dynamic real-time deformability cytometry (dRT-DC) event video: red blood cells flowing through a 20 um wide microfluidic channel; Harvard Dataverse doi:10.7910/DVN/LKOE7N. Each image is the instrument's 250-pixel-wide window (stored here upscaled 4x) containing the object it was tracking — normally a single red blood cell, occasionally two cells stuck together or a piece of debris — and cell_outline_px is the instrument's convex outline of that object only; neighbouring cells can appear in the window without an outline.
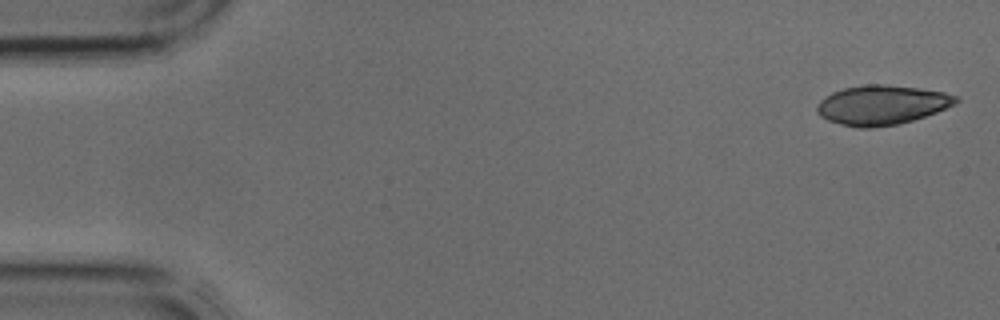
{"species": "common noctule bat (a hibernating species)", "species_latin": "Nyctalus noctula", "temperature_condition": "cold", "stored_images_in_passage": 3, "camera_frame_rate_fps": 3000, "um_per_image_px": 0.085, "animal": {"sex": "male", "body_mass_g": 17.9, "forearm_length_mm": 54.2}, "frame": {"image": 1, "passage_image": 3, "time_ms": 0.667, "image_size_px": [1000, 320], "cell_outline_px": [[960, 100], [956, 104], [936, 112], [912, 120], [896, 124], [872, 128], [860, 128], [840, 124], [828, 120], [820, 116], [816, 112], [816, 104], [824, 96], [832, 92], [844, 88], [864, 84], [884, 84], [920, 88], [944, 92], [960, 96]], "centroid_in_image_um": [74.94, 8.91], "position_along_channel_um": 10.1, "area_um2": 32.19}}